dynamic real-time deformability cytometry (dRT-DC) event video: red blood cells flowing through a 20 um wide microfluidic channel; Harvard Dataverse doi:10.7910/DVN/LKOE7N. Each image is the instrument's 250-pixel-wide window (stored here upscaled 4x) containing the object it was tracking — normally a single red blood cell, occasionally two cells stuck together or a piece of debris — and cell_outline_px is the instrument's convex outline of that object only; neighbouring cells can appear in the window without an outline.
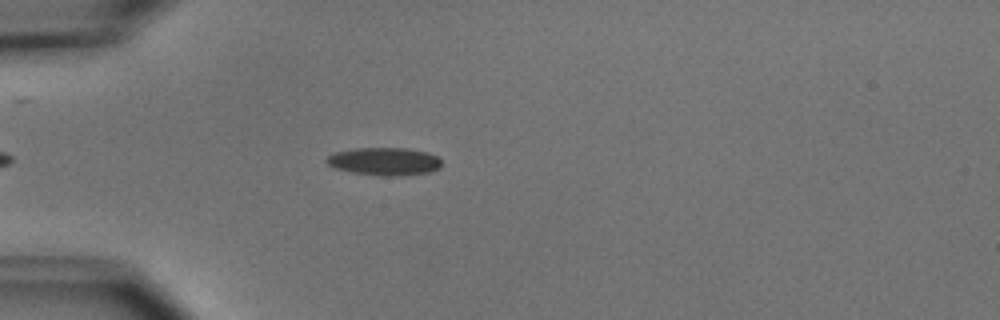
{"species": "common noctule bat (a hibernating species)", "species_latin": "Nyctalus noctula", "temperature_condition": "cold", "stored_images_in_passage": 37, "camera_frame_rate_fps": 3000, "um_per_image_px": 0.085, "animal": {"sex": "male", "body_mass_g": 15.6}, "frame": {"image": 1, "passage_image": 4, "time_ms": 1.0, "image_size_px": [1000, 320], "cell_outline_px": [[440, 168], [428, 172], [400, 176], [380, 176], [352, 172], [336, 168], [328, 164], [324, 160], [328, 156], [336, 152], [356, 148], [408, 148], [428, 152], [436, 156], [440, 160]], "centroid_in_image_um": [32.67, 13.72], "position_along_channel_um": 52.3, "area_um2": 18.61}}
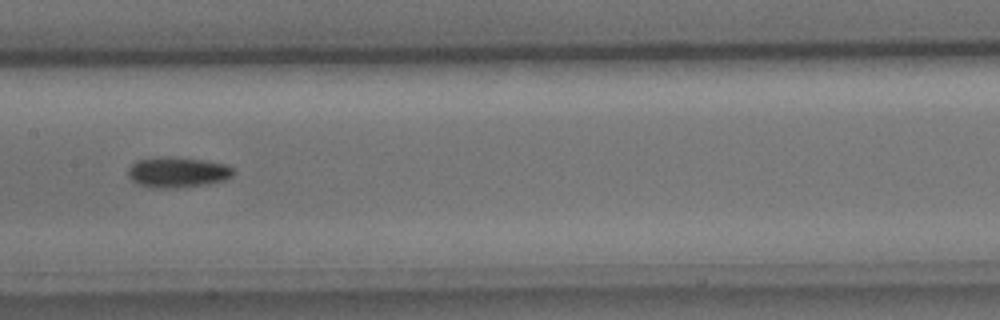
{"frame": {"image": 2, "passage_image": 16, "time_ms": 5.0, "image_size_px": [1000, 320], "cell_outline_px": [[232, 176], [224, 180], [204, 184], [172, 188], [148, 188], [136, 184], [128, 176], [128, 168], [132, 164], [140, 160], [164, 156], [176, 156], [204, 160], [228, 164], [232, 168]], "centroid_in_image_um": [15.06, 14.63], "position_along_channel_um": 192.3, "area_um2": 18.79}}
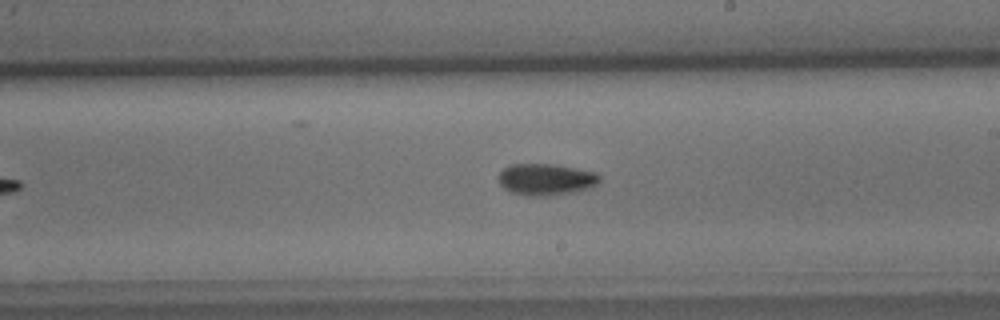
{"frame": {"image": 3, "passage_image": 20, "time_ms": 6.333, "image_size_px": [1000, 320], "cell_outline_px": [[600, 180], [596, 184], [580, 192], [552, 196], [528, 196], [512, 192], [504, 188], [500, 184], [496, 176], [508, 164], [552, 164], [596, 172], [600, 176]], "centroid_in_image_um": [46.39, 15.26], "position_along_channel_um": 242.6, "area_um2": 18.9}, "authors_computed_cell_mechanics": {"area_um2": 17.5134, "velocity_mm_per_s": 3.7887, "shape_relaxation_time_tau1_ms": 4.0539, "shape_relaxation_time_tau2_ms": 8.055, "deformation_change_tau1": 0.1212, "deformation_change_tau2": 0.1437}}